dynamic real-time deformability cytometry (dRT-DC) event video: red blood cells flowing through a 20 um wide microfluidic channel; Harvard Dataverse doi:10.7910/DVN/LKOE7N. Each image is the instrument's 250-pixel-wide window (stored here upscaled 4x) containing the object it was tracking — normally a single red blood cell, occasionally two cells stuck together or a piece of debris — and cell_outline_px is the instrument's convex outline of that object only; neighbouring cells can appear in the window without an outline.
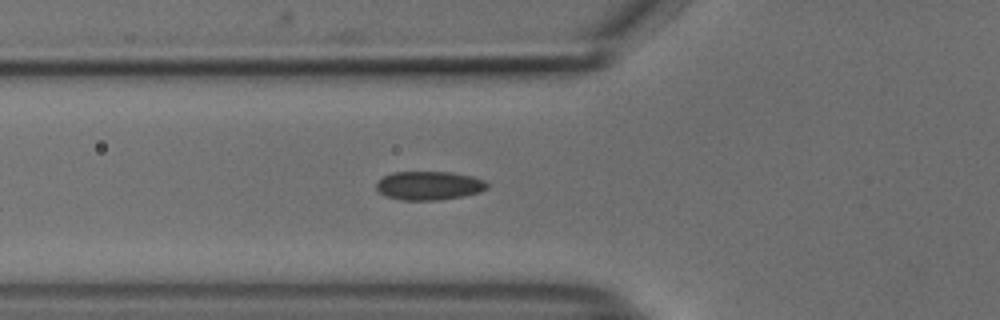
{"species": "common noctule bat (a hibernating species)", "species_latin": "Nyctalus noctula", "temperature_condition": "cold", "stored_images_in_passage": 6, "camera_frame_rate_fps": 3000, "um_per_image_px": 0.085, "animal": {"sex": "male", "body_mass_g": 18.8}, "frame": {"image": 1, "passage_image": 2, "time_ms": 0.333, "image_size_px": [1000, 320], "cell_outline_px": [[488, 188], [480, 192], [464, 196], [436, 200], [400, 200], [388, 196], [380, 192], [376, 188], [376, 184], [384, 176], [392, 172], [452, 172], [472, 176], [484, 180], [488, 184]], "centroid_in_image_um": [36.5, 15.77], "position_along_channel_um": 89.3, "area_um2": 18.5}}